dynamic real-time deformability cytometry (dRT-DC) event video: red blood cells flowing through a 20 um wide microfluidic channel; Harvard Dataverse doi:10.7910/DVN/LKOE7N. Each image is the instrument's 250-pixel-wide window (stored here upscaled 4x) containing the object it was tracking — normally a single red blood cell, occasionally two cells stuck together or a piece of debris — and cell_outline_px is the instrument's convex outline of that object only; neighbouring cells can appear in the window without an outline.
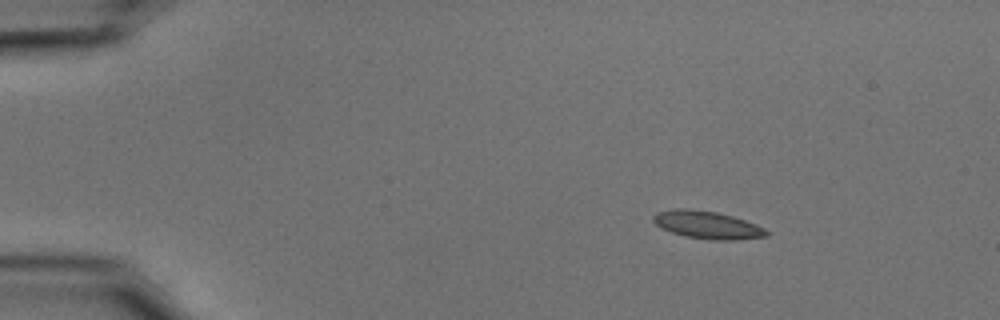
{"species": "common noctule bat (a hibernating species)", "species_latin": "Nyctalus noctula", "temperature_condition": "cold", "stored_images_in_passage": 47, "camera_frame_rate_fps": 3000, "um_per_image_px": 0.085, "animal": {"sex": "male", "body_mass_g": 15.6}, "frame": {"image": 1, "passage_image": 1, "time_ms": 0.0, "image_size_px": [1000, 320], "cell_outline_px": [[768, 236], [736, 240], [712, 240], [684, 236], [660, 228], [652, 220], [652, 216], [656, 212], [676, 208], [684, 208], [716, 212], [732, 216], [756, 224], [764, 228], [768, 232]], "centroid_in_image_um": [60.09, 19.12], "position_along_channel_um": 24.9, "area_um2": 18.26}}
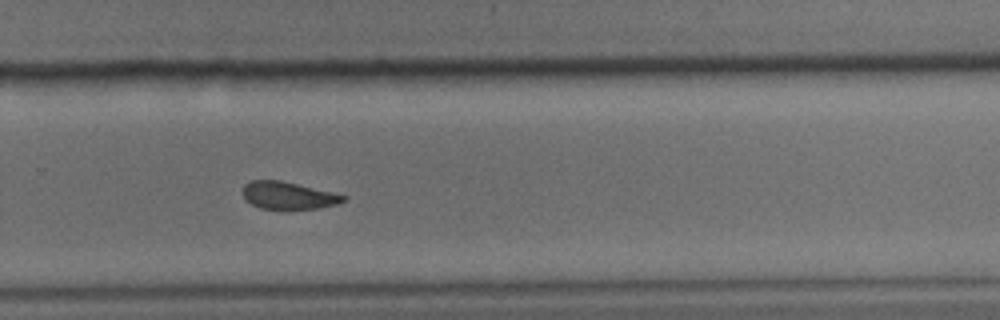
{"frame": {"image": 2, "passage_image": 30, "time_ms": 9.667, "image_size_px": [1000, 320], "cell_outline_px": [[348, 196], [344, 200], [336, 204], [316, 208], [284, 212], [260, 208], [252, 204], [240, 192], [244, 184], [252, 180], [280, 180], [332, 192]], "centroid_in_image_um": [24.45, 16.65], "position_along_channel_um": 305.3, "area_um2": 16.53}}
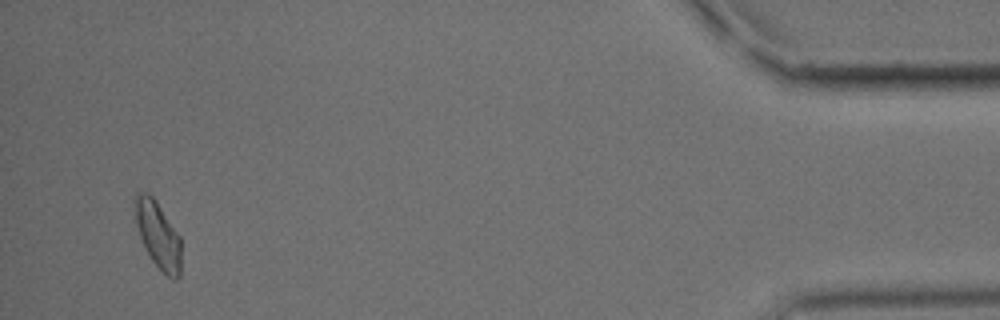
{"frame": {"image": 3, "passage_image": 45, "time_ms": 14.667, "image_size_px": [1000, 320], "cell_outline_px": [[180, 276], [176, 280], [172, 280], [152, 260], [140, 236], [136, 224], [132, 200], [132, 196], [136, 192], [148, 192], [156, 200], [180, 236]], "centroid_in_image_um": [13.4, 19.89], "position_along_channel_um": 421.8, "area_um2": 18.03}, "authors_computed_cell_mechanics": {"area_um2": 17.3978, "velocity_mm_per_s": 3.7276, "shape_relaxation_time_tau1_ms": 5.7857, "shape_relaxation_time_tau2_ms": 3.8258, "deformation_change_tau1": 0.1292, "deformation_change_tau2": 0.0875}}